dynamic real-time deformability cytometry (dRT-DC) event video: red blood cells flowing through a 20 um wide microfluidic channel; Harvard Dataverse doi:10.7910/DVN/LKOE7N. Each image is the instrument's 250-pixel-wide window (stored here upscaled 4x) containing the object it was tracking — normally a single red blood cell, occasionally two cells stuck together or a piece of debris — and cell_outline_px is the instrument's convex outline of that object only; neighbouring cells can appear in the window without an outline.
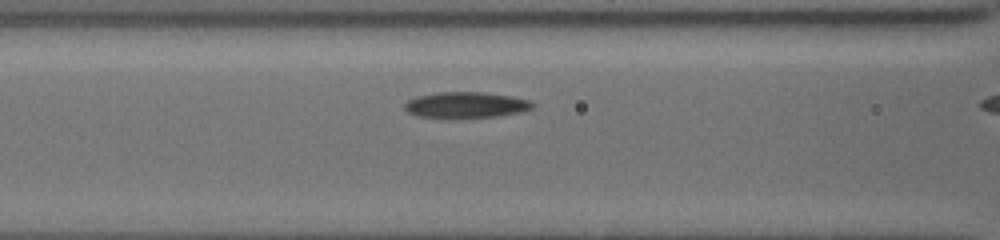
{"species": "common noctule bat (a hibernating species)", "species_latin": "Nyctalus noctula", "temperature_condition": "cold", "stored_images_in_passage": 12, "camera_frame_rate_fps": 3000, "um_per_image_px": 0.085, "animal": {"sex": "female", "body_mass_g": 19.5, "forearm_length_mm": 54.1}, "frame": {"image": 1, "passage_image": 10, "time_ms": 3.0, "image_size_px": [1000, 240], "cell_outline_px": [[536, 104], [532, 108], [524, 112], [496, 116], [456, 120], [448, 120], [416, 116], [408, 112], [404, 108], [404, 104], [408, 100], [416, 96], [436, 92], [484, 92], [512, 96], [528, 100]], "centroid_in_image_um": [39.57, 8.96], "position_along_channel_um": 127.0, "area_um2": 20.23}}